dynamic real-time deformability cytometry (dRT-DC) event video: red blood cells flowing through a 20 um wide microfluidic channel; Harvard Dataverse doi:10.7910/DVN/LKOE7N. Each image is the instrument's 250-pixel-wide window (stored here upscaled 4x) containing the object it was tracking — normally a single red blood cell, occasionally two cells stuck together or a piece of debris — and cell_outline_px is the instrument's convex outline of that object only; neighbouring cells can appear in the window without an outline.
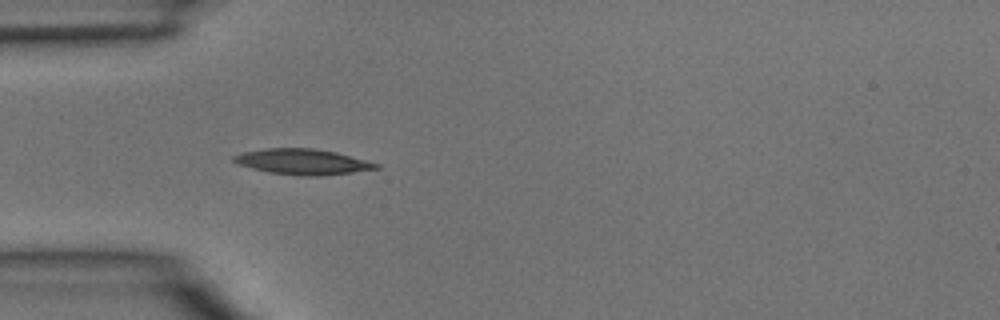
{"species": "common noctule bat (a hibernating species)", "species_latin": "Nyctalus noctula", "temperature_condition": "room temperature", "stored_images_in_passage": 33, "camera_frame_rate_fps": 3000, "um_per_image_px": 0.085, "animal": {"sex": "male", "body_mass_g": 15.6}, "frame": {"image": 1, "passage_image": 1, "time_ms": 0.0, "image_size_px": [1000, 320], "cell_outline_px": [[380, 168], [352, 172], [320, 176], [300, 176], [268, 172], [236, 164], [232, 160], [232, 156], [244, 152], [264, 148], [316, 148], [336, 152], [380, 164]], "centroid_in_image_um": [25.7, 13.75], "position_along_channel_um": 59.3, "area_um2": 21.27}}
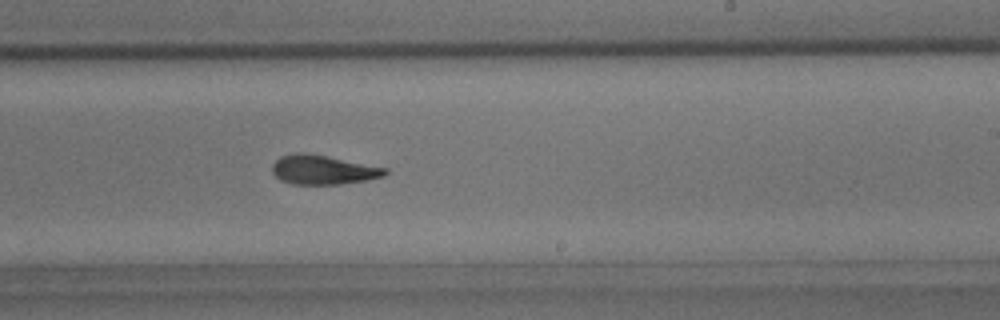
{"frame": {"image": 2, "passage_image": 15, "time_ms": 4.667, "image_size_px": [1000, 320], "cell_outline_px": [[388, 172], [384, 176], [364, 180], [340, 184], [292, 184], [280, 180], [272, 172], [272, 164], [280, 156], [292, 152], [304, 152], [388, 168]], "centroid_in_image_um": [27.41, 14.42], "position_along_channel_um": 261.6, "area_um2": 19.19}}